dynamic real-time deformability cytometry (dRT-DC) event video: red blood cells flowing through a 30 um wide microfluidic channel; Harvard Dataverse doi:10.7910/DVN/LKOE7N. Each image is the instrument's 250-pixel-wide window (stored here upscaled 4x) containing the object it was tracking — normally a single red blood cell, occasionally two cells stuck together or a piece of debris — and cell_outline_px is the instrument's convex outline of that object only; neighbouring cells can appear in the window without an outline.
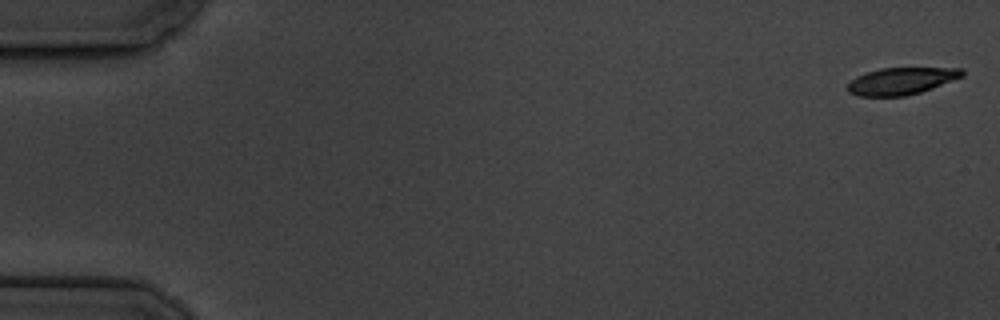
{"species": "common noctule bat (a hibernating species)", "species_latin": "Nyctalus noctula", "temperature_condition": "cold", "stored_images_in_passage": 5, "camera_frame_rate_fps": 3000, "um_per_image_px": 0.085, "animal": {"sex": "male", "body_mass_g": 19.5, "forearm_length_mm": 54.6}, "frame": {"image": 1, "passage_image": 1, "time_ms": 0.0, "image_size_px": [1000, 320], "cell_outline_px": [[964, 76], [932, 88], [920, 92], [904, 96], [856, 96], [848, 92], [848, 84], [856, 76], [880, 68], [964, 68]], "centroid_in_image_um": [76.62, 6.88], "position_along_channel_um": 8.4, "area_um2": 17.98}}